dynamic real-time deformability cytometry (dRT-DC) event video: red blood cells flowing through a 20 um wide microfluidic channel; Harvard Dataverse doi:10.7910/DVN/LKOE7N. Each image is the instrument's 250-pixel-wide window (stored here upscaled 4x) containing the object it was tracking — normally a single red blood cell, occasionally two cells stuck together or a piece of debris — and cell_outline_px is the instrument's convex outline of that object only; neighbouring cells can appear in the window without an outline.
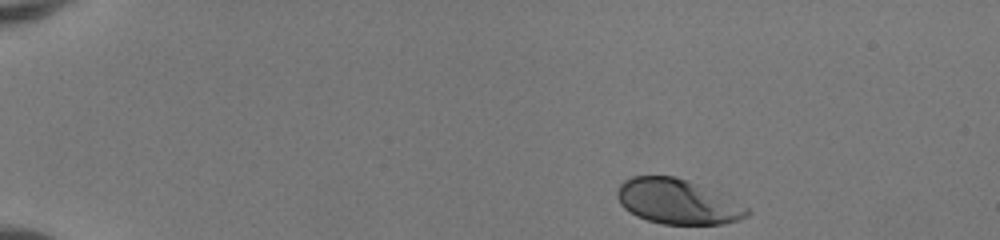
{"species": "human", "species_latin": "Homo sapiens", "temperature_condition": "room temperature", "stored_images_in_passage": 43, "camera_frame_rate_fps": 3000, "um_per_image_px": 0.085, "donor": {"sex": "female"}, "frame": {"image": 1, "passage_image": 1, "time_ms": 0.0, "image_size_px": [1000, 240], "cell_outline_px": [[752, 212], [748, 216], [724, 224], [664, 224], [648, 220], [636, 216], [624, 208], [620, 204], [616, 196], [616, 192], [620, 184], [624, 180], [632, 176], [676, 176], [696, 184], [748, 208]], "centroid_in_image_um": [57.52, 17.14], "position_along_channel_um": 27.5, "area_um2": 33.47}}
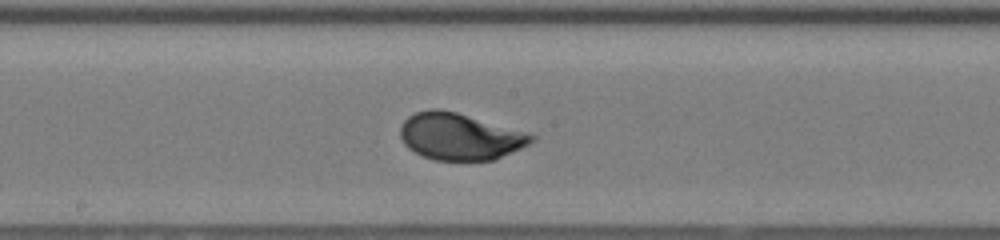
{"frame": {"image": 2, "passage_image": 22, "time_ms": 7.0, "image_size_px": [1000, 240], "cell_outline_px": [[536, 136], [528, 144], [520, 148], [492, 160], [436, 160], [424, 156], [408, 148], [404, 144], [400, 136], [400, 128], [404, 120], [408, 116], [416, 112], [432, 108], [440, 108], [456, 112], [524, 132]], "centroid_in_image_um": [39.02, 11.59], "position_along_channel_um": 209.2, "area_um2": 35.14}}
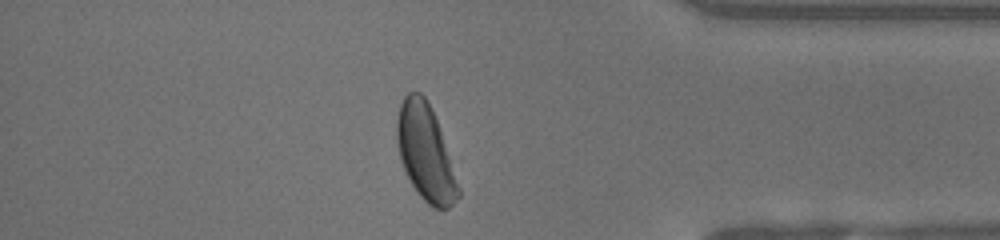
{"frame": {"image": 3, "passage_image": 37, "time_ms": 12.0, "image_size_px": [1000, 240], "cell_outline_px": [[460, 196], [448, 208], [432, 208], [416, 192], [400, 160], [396, 140], [396, 120], [400, 104], [404, 96], [408, 92], [420, 92], [424, 96], [436, 120], [460, 188]], "centroid_in_image_um": [36.14, 12.99], "position_along_channel_um": 399.1, "area_um2": 33.76}, "authors_computed_cell_mechanics": {"area_um2": 35.0268, "velocity_mm_per_s": 4.1427, "shape_relaxation_time_tau1_ms": 2.184, "shape_relaxation_time_tau2_ms": null, "deformation_change_tau1": 0.1571, "deformation_change_tau2": null}}